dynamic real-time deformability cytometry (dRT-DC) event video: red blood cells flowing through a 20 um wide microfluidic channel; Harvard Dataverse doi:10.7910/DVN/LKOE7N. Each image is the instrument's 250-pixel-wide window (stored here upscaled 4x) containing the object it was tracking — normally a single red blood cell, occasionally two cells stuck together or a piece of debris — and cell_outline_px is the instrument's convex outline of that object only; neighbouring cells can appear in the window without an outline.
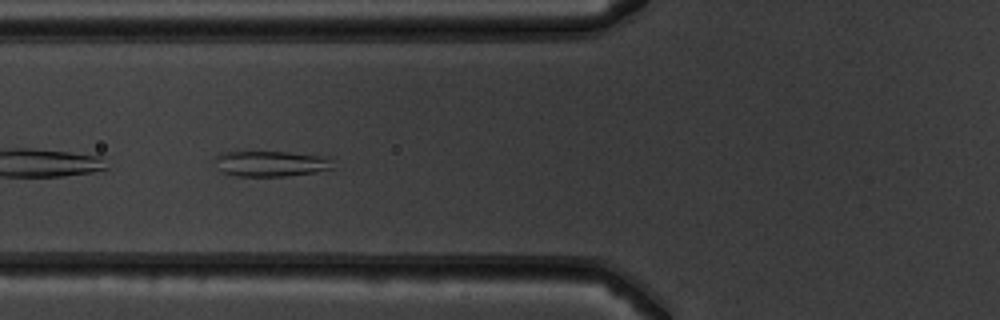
{"species": "common noctule bat (a hibernating species)", "species_latin": "Nyctalus noctula", "temperature_condition": "warm", "stored_images_in_passage": 43, "camera_frame_rate_fps": 3000, "um_per_image_px": 0.085, "animal": {"sex": "male", "body_mass_g": 19.5, "forearm_length_mm": 54.6}, "frame": {"image": 1, "passage_image": 13, "time_ms": 4.0, "image_size_px": [1000, 320], "cell_outline_px": [[332, 168], [316, 172], [284, 176], [236, 176], [220, 172], [216, 168], [212, 160], [220, 152], [288, 152], [324, 156], [332, 160]], "centroid_in_image_um": [22.93, 13.91], "position_along_channel_um": 102.9, "area_um2": 17.8}, "authors_computed_cell_mechanics": {"area_um2": 19.1318, "velocity_mm_per_s": 3.9028, "shape_relaxation_time_tau1_ms": 5.0181, "shape_relaxation_time_tau2_ms": 3.0529, "deformation_change_tau1": 0.1492, "deformation_change_tau2": 0.0865}}